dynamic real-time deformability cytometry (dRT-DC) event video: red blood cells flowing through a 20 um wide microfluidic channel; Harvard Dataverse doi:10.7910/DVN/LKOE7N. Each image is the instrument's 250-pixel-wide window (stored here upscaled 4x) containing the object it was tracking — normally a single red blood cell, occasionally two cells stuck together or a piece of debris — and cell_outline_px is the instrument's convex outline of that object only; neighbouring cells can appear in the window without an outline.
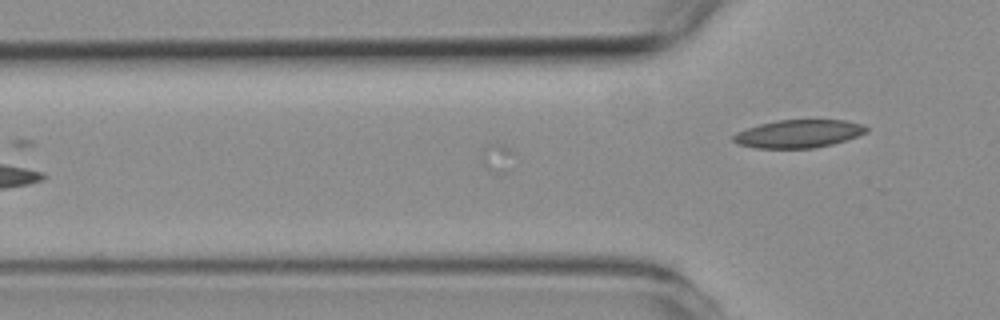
{"species": "common noctule bat (a hibernating species)", "species_latin": "Nyctalus noctula", "temperature_condition": "room temperature", "stored_images_in_passage": 5, "camera_frame_rate_fps": 3000, "um_per_image_px": 0.085, "animal": {"sex": "female", "body_mass_g": 19.3, "forearm_length_mm": 54.1}, "frame": {"image": 1, "passage_image": 5, "time_ms": 5.667, "image_size_px": [1000, 320], "cell_outline_px": [[868, 132], [832, 144], [816, 148], [752, 148], [740, 144], [732, 140], [732, 136], [736, 132], [760, 124], [776, 120], [844, 120], [864, 124], [868, 128]], "centroid_in_image_um": [67.87, 11.37], "position_along_channel_um": 57.9, "area_um2": 21.68}}